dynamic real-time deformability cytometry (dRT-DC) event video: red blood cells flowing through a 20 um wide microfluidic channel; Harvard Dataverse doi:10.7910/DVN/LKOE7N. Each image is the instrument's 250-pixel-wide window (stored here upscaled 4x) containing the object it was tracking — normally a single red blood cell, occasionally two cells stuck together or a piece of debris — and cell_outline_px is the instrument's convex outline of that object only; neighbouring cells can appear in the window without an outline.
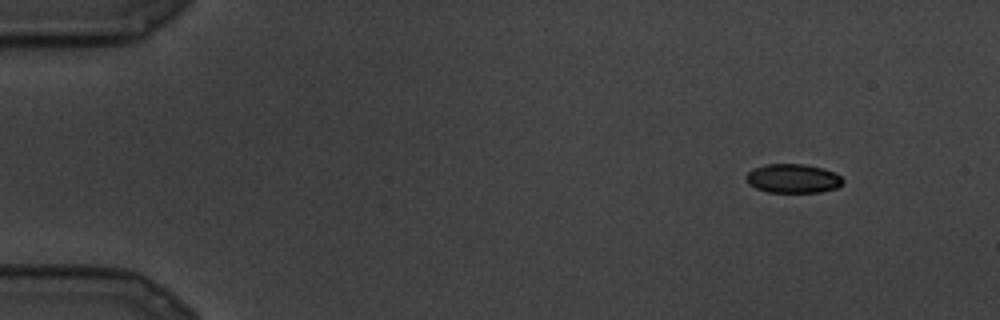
{"species": "common noctule bat (a hibernating species)", "species_latin": "Nyctalus noctula", "temperature_condition": "cold", "stored_images_in_passage": 15, "camera_frame_rate_fps": 3000, "um_per_image_px": 0.085, "animal": {"sex": "male", "body_mass_g": 19.5, "forearm_length_mm": 54.6}, "frame": {"image": 1, "passage_image": 1, "time_ms": 0.0, "image_size_px": [1000, 320], "cell_outline_px": [[844, 180], [836, 188], [820, 192], [768, 192], [756, 188], [748, 184], [744, 180], [744, 176], [752, 168], [764, 164], [804, 164], [824, 168], [836, 172]], "centroid_in_image_um": [67.36, 15.16], "position_along_channel_um": 17.6, "area_um2": 16.59}}
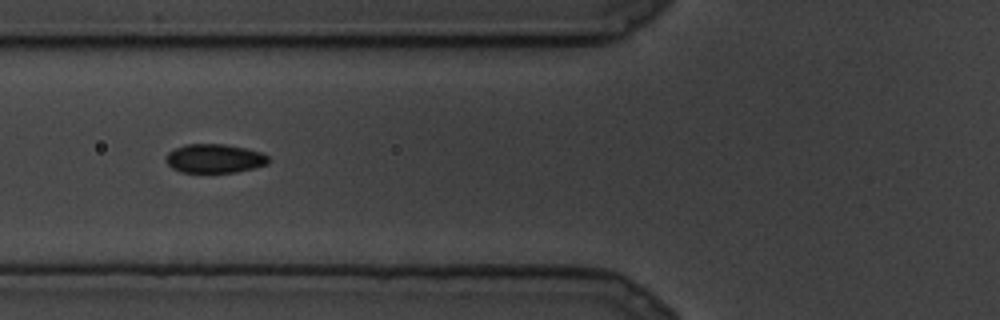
{"frame": {"image": 2, "passage_image": 9, "time_ms": 2.667, "image_size_px": [1000, 320], "cell_outline_px": [[272, 160], [268, 164], [236, 172], [180, 172], [172, 168], [164, 160], [168, 152], [176, 148], [188, 144], [224, 144], [244, 148], [260, 152], [268, 156]], "centroid_in_image_um": [18.23, 13.47], "position_along_channel_um": 107.6, "area_um2": 17.22}}
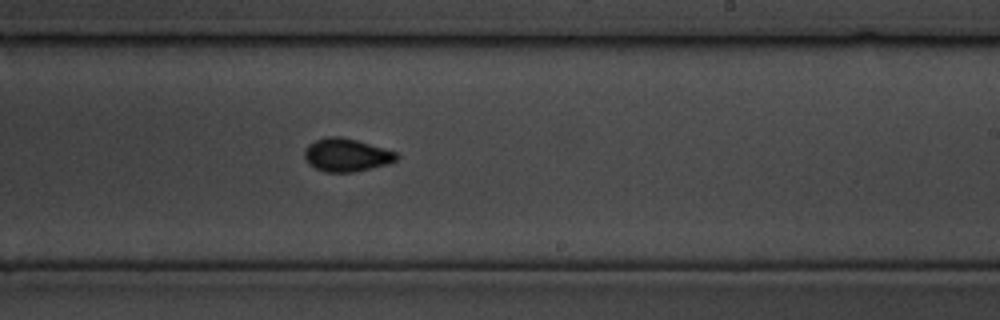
{"frame": {"image": 3, "passage_image": 15, "time_ms": 4.667, "image_size_px": [1000, 320], "cell_outline_px": [[400, 156], [396, 160], [388, 164], [352, 172], [324, 172], [308, 164], [304, 156], [304, 148], [308, 144], [316, 140], [328, 136], [340, 136], [356, 140], [384, 148], [396, 152]], "centroid_in_image_um": [29.43, 13.17], "position_along_channel_um": 259.6, "area_um2": 17.74}}